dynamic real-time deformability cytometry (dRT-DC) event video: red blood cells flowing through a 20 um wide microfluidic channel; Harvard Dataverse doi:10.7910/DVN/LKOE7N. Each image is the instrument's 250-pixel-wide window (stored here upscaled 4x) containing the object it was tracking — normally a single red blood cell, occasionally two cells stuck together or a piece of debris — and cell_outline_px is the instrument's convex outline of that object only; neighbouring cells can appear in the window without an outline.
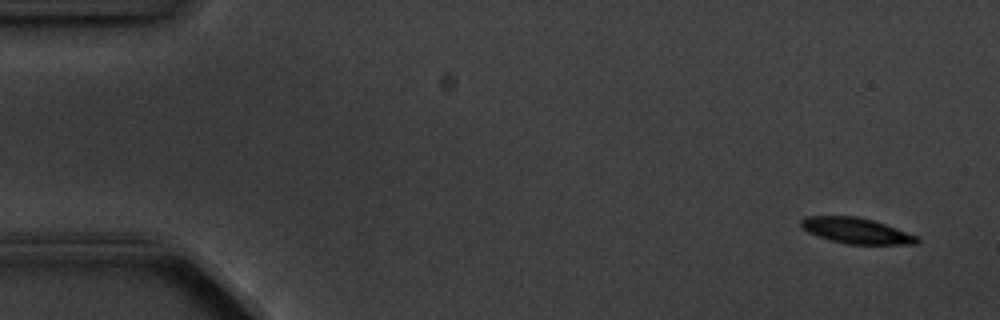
{"species": "common noctule bat (a hibernating species)", "species_latin": "Nyctalus noctula", "temperature_condition": "cold", "stored_images_in_passage": 5, "segment_of_instrument_passage": [2, 2], "camera_frame_rate_fps": 3000, "um_per_image_px": 0.085, "animal": {"sex": "male", "body_mass_g": 20.1, "forearm_length_mm": 53.5}, "frame": {"image": 1, "passage_image": 5, "time_ms": 4.667, "image_size_px": [1000, 320], "cell_outline_px": [[920, 240], [916, 244], [848, 244], [832, 240], [808, 232], [800, 224], [800, 220], [808, 216], [856, 216], [872, 220], [896, 228], [916, 236]], "centroid_in_image_um": [72.78, 19.6], "position_along_channel_um": 12.2, "area_um2": 16.99}}